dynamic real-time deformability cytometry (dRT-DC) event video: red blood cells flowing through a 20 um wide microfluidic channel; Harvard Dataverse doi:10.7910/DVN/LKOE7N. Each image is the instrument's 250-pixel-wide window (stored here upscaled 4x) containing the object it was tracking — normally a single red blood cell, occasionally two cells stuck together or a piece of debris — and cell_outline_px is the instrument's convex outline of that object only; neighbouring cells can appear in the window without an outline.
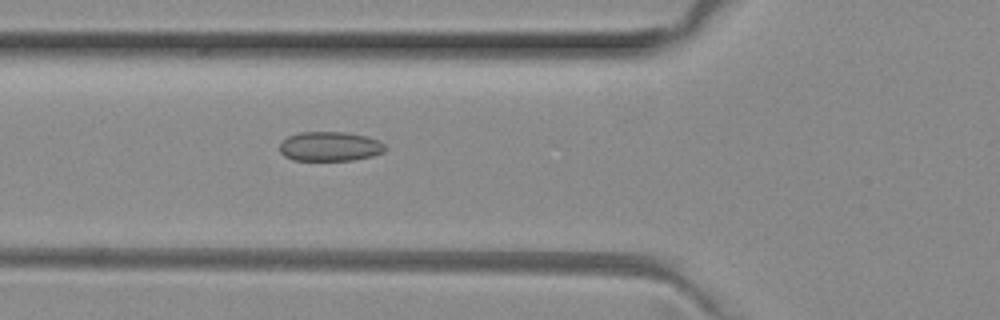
{"species": "common noctule bat (a hibernating species)", "species_latin": "Nyctalus noctula", "temperature_condition": "room temperature", "stored_images_in_passage": 5, "camera_frame_rate_fps": 3000, "um_per_image_px": 0.085, "animal": {"sex": "female", "body_mass_g": 29.2, "forearm_length_mm": 56.3}, "frame": {"image": 1, "passage_image": 5, "time_ms": 1.333, "image_size_px": [1000, 320], "cell_outline_px": [[388, 148], [384, 152], [372, 156], [352, 160], [292, 160], [284, 156], [280, 152], [280, 144], [288, 136], [300, 132], [344, 132], [368, 136], [380, 140]], "centroid_in_image_um": [28.08, 12.44], "position_along_channel_um": 97.7, "area_um2": 18.26}}